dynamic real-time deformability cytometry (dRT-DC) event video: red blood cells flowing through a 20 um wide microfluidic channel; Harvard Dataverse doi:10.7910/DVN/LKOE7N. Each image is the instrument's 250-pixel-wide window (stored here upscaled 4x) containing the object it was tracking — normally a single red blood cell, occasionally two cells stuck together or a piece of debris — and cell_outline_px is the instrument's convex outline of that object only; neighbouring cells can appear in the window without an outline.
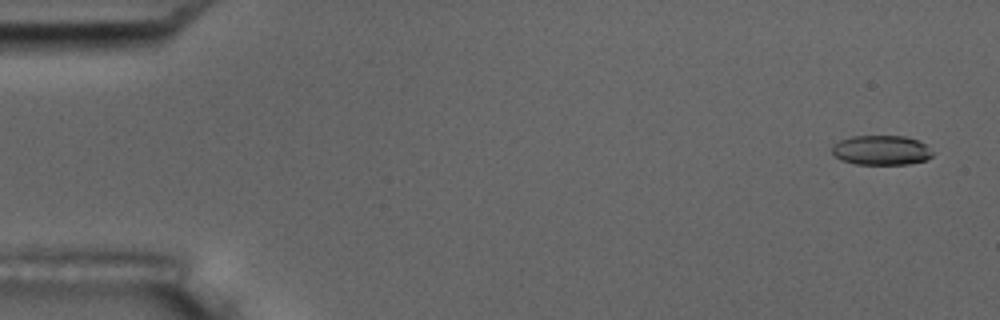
{"species": "common noctule bat (a hibernating species)", "species_latin": "Nyctalus noctula", "temperature_condition": "room temperature", "stored_images_in_passage": 5, "camera_frame_rate_fps": 3000, "um_per_image_px": 0.085, "animal": {"sex": "male", "body_mass_g": 17.5, "forearm_length_mm": 52.3}, "frame": {"image": 1, "passage_image": 1, "time_ms": 0.0, "image_size_px": [1000, 320], "cell_outline_px": [[932, 156], [924, 160], [908, 164], [856, 164], [840, 160], [832, 152], [832, 144], [840, 140], [852, 136], [904, 136], [916, 140], [924, 144], [932, 152]], "centroid_in_image_um": [74.86, 12.77], "position_along_channel_um": 10.1, "area_um2": 17.22}}
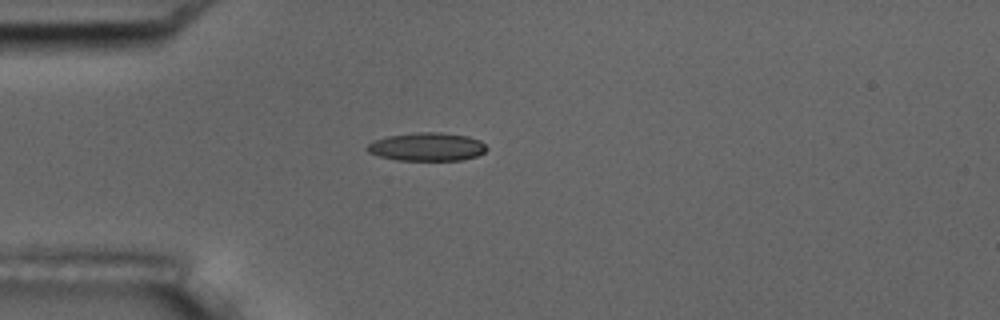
{"frame": {"image": 2, "passage_image": 5, "time_ms": 4.333, "image_size_px": [1000, 320], "cell_outline_px": [[488, 148], [484, 152], [476, 156], [460, 160], [396, 160], [380, 156], [368, 152], [364, 148], [372, 140], [388, 136], [416, 132], [440, 132], [468, 136], [480, 140]], "centroid_in_image_um": [36.27, 12.47], "position_along_channel_um": 48.7, "area_um2": 19.77}}